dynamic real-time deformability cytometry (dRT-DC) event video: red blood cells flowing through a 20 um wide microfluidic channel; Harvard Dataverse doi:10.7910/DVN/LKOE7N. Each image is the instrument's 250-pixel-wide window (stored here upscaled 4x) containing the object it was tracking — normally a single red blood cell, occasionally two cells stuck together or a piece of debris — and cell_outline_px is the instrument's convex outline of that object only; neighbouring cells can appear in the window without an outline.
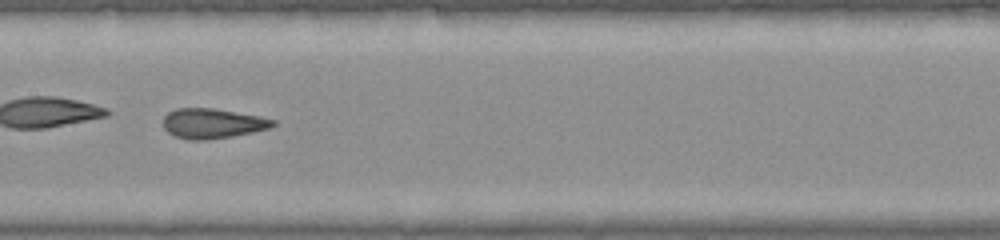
{"species": "common noctule bat (a hibernating species)", "species_latin": "Nyctalus noctula", "temperature_condition": "warm", "stored_images_in_passage": 25, "camera_frame_rate_fps": 3000, "um_per_image_px": 0.085, "animal": {"sex": "female", "body_mass_g": 22.0, "forearm_length_mm": 56.7}, "frame": {"image": 1, "passage_image": 8, "time_ms": 2.333, "image_size_px": [1000, 240], "cell_outline_px": [[276, 124], [268, 128], [252, 132], [232, 136], [204, 140], [188, 140], [176, 136], [168, 132], [164, 128], [164, 116], [168, 112], [176, 108], [212, 108], [260, 116], [276, 120]], "centroid_in_image_um": [18.05, 10.49], "position_along_channel_um": 189.3, "area_um2": 19.02}}
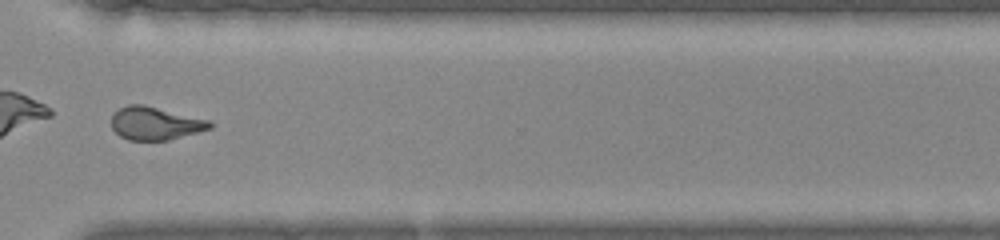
{"frame": {"image": 2, "passage_image": 18, "time_ms": 5.667, "image_size_px": [1000, 240], "cell_outline_px": [[212, 128], [168, 140], [128, 140], [120, 136], [112, 128], [112, 116], [120, 108], [128, 104], [144, 104], [212, 120]], "centroid_in_image_um": [13.22, 10.47], "position_along_channel_um": 357.4, "area_um2": 19.02}}